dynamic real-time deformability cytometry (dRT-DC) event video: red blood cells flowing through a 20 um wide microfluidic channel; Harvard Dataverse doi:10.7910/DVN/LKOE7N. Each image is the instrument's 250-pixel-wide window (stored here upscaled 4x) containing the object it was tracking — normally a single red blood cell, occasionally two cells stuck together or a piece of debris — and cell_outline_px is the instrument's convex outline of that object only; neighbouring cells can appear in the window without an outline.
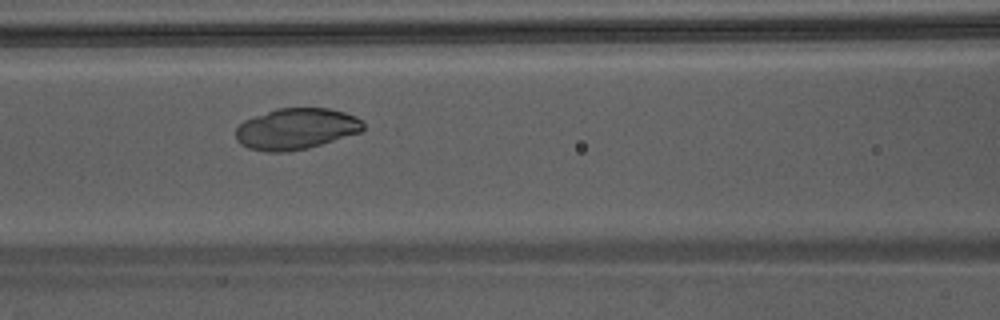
{"species": "Egyptian fruit bat (a non-hibernating species)", "species_latin": "Rousettus aegyptiacus", "temperature_condition": "warm", "stored_images_in_passage": 42, "camera_frame_rate_fps": 3000, "um_per_image_px": 0.085, "animal": {"sex": "male"}, "frame": {"image": 1, "passage_image": 17, "time_ms": 5.333, "image_size_px": [1000, 320], "cell_outline_px": [[364, 128], [360, 132], [308, 148], [284, 152], [268, 152], [248, 148], [240, 144], [236, 140], [236, 128], [244, 120], [276, 108], [328, 108], [344, 112], [356, 116], [364, 120]], "centroid_in_image_um": [25.17, 10.95], "position_along_channel_um": 141.4, "area_um2": 30.63}}
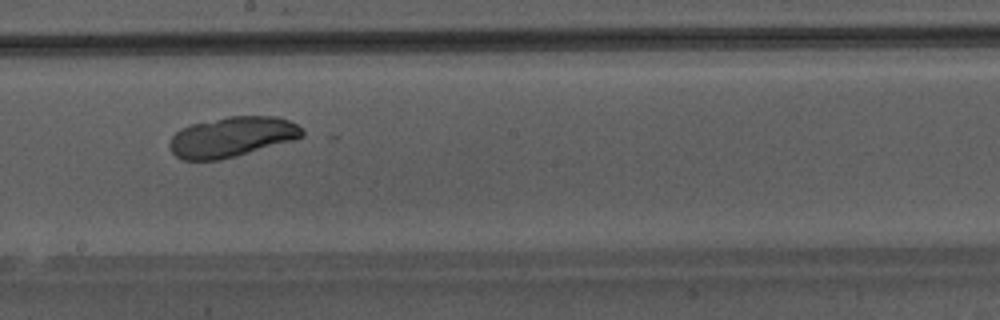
{"frame": {"image": 2, "passage_image": 23, "time_ms": 7.333, "image_size_px": [1000, 320], "cell_outline_px": [[304, 136], [292, 140], [236, 156], [220, 160], [184, 160], [176, 156], [172, 152], [168, 144], [172, 136], [180, 128], [192, 124], [228, 116], [276, 116], [288, 120], [296, 124], [304, 132]], "centroid_in_image_um": [19.68, 11.63], "position_along_channel_um": 228.5, "area_um2": 30.87}}
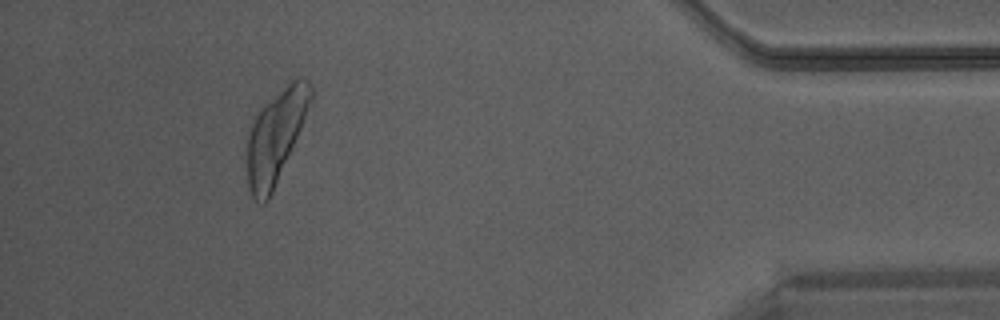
{"frame": {"image": 3, "passage_image": 39, "time_ms": 12.667, "image_size_px": [1000, 320], "cell_outline_px": [[316, 92], [272, 192], [268, 200], [264, 204], [256, 200], [252, 196], [248, 184], [244, 144], [252, 120], [260, 108], [264, 104], [292, 80], [308, 80]], "centroid_in_image_um": [23.38, 11.58], "position_along_channel_um": 411.8, "area_um2": 34.16}}